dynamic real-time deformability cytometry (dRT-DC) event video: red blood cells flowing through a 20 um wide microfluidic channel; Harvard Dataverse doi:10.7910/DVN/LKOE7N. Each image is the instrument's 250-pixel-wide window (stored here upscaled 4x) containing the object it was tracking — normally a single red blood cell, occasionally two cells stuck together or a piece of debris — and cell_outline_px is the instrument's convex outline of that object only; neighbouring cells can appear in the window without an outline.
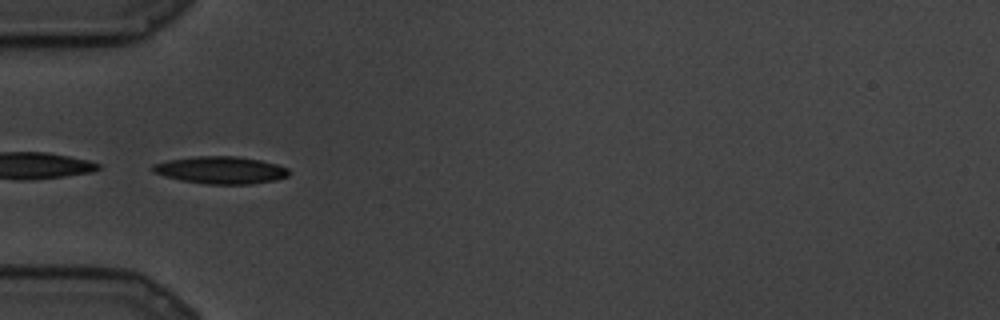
{"species": "common noctule bat (a hibernating species)", "species_latin": "Nyctalus noctula", "temperature_condition": "cold", "stored_images_in_passage": 61, "camera_frame_rate_fps": 3000, "um_per_image_px": 0.085, "animal": {"sex": "male", "body_mass_g": 19.5, "forearm_length_mm": 54.6}, "frame": {"image": 1, "passage_image": 1, "time_ms": 0.0, "image_size_px": [1000, 320], "cell_outline_px": [[292, 172], [288, 176], [276, 180], [252, 184], [208, 184], [180, 180], [164, 176], [152, 172], [152, 164], [168, 160], [192, 156], [236, 156], [260, 160], [276, 164], [288, 168]], "centroid_in_image_um": [18.77, 14.46], "position_along_channel_um": 66.2, "area_um2": 21.85}}
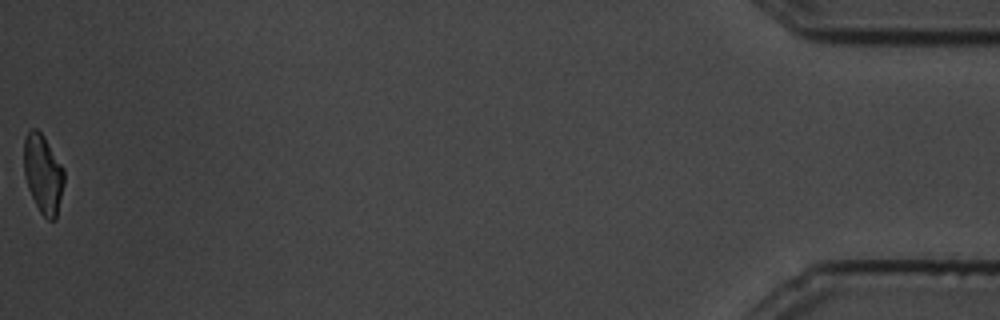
{"frame": {"image": 2, "passage_image": 61, "time_ms": 20.0, "image_size_px": [1000, 320], "cell_outline_px": [[64, 184], [56, 220], [48, 220], [40, 212], [28, 188], [24, 176], [24, 136], [32, 128], [36, 128], [44, 136], [64, 168]], "centroid_in_image_um": [3.67, 14.77], "position_along_channel_um": 431.5, "area_um2": 18.55}}